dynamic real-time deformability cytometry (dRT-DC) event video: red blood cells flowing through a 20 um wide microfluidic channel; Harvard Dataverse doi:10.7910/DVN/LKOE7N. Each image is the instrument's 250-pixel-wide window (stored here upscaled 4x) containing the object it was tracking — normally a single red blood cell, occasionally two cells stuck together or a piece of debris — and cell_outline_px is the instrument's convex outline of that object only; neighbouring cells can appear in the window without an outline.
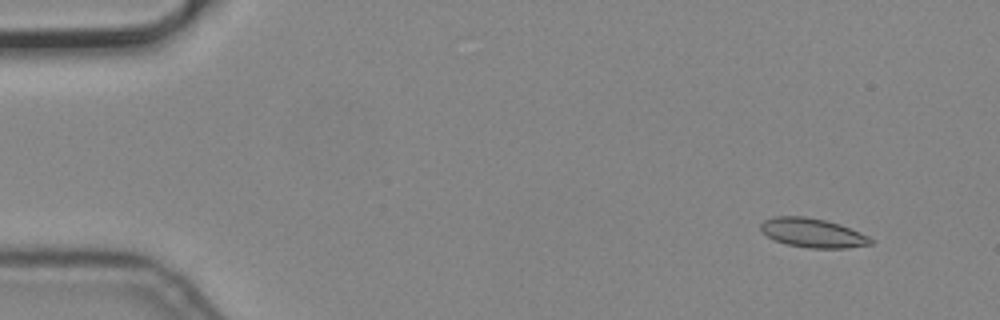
{"species": "common noctule bat (a hibernating species)", "species_latin": "Nyctalus noctula", "temperature_condition": "cold", "stored_images_in_passage": 6, "camera_frame_rate_fps": 3000, "um_per_image_px": 0.085, "animal": {"sex": "male", "body_mass_g": 19.2, "forearm_length_mm": 51.8}, "frame": {"image": 1, "passage_image": 2, "time_ms": 0.333, "image_size_px": [1000, 320], "cell_outline_px": [[872, 244], [848, 248], [808, 248], [788, 244], [776, 240], [768, 236], [760, 228], [760, 224], [764, 220], [772, 216], [804, 216], [824, 220], [840, 224], [860, 232], [868, 236], [872, 240]], "centroid_in_image_um": [69.08, 19.79], "position_along_channel_um": 15.9, "area_um2": 18.55}}
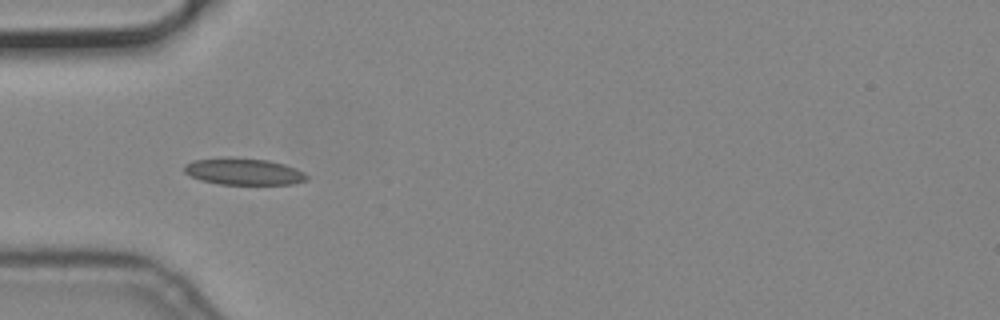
{"frame": {"image": 2, "passage_image": 5, "time_ms": 1.333, "image_size_px": [1000, 320], "cell_outline_px": [[308, 176], [304, 180], [292, 184], [220, 184], [200, 180], [184, 172], [184, 164], [192, 160], [228, 156], [232, 156], [268, 160], [284, 164], [304, 172]], "centroid_in_image_um": [20.65, 14.56], "position_along_channel_um": 64.3, "area_um2": 19.19}}
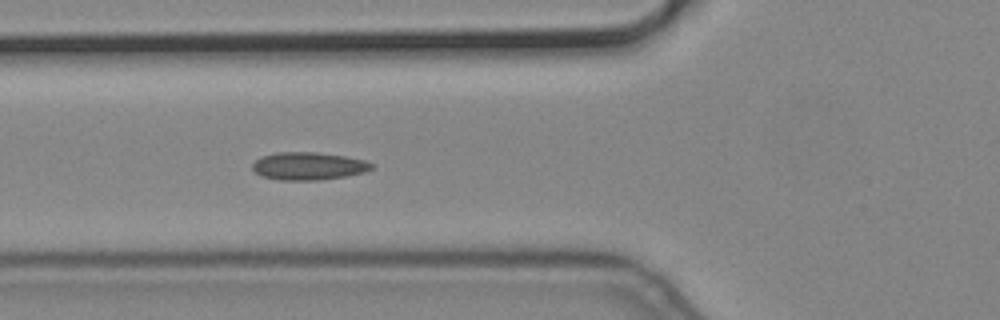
{"frame": {"image": 3, "passage_image": 6, "time_ms": 1.667, "image_size_px": [1000, 320], "cell_outline_px": [[372, 168], [364, 172], [344, 176], [316, 180], [280, 180], [260, 176], [252, 168], [252, 164], [260, 156], [276, 152], [316, 152], [344, 156], [364, 160], [372, 164]], "centroid_in_image_um": [26.16, 14.11], "position_along_channel_um": 99.6, "area_um2": 19.13}}